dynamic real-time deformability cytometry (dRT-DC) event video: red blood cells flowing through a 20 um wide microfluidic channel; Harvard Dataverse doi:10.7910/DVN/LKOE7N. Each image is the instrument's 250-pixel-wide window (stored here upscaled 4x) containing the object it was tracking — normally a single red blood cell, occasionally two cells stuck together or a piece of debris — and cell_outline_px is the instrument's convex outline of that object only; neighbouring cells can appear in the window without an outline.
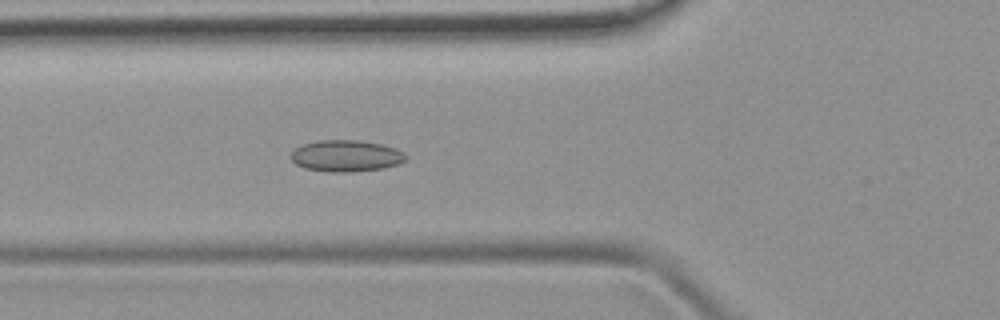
{"species": "common noctule bat (a hibernating species)", "species_latin": "Nyctalus noctula", "temperature_condition": "room temperature", "stored_images_in_passage": 36, "camera_frame_rate_fps": 3000, "um_per_image_px": 0.085, "animal": {"sex": "female", "body_mass_g": 19.9}, "frame": {"image": 1, "passage_image": 7, "time_ms": 2.0, "image_size_px": [1000, 320], "cell_outline_px": [[408, 156], [400, 164], [384, 168], [352, 172], [324, 172], [304, 168], [296, 164], [288, 156], [292, 148], [316, 140], [360, 140], [384, 144], [396, 148], [404, 152]], "centroid_in_image_um": [29.39, 13.25], "position_along_channel_um": 96.4, "area_um2": 21.68}}
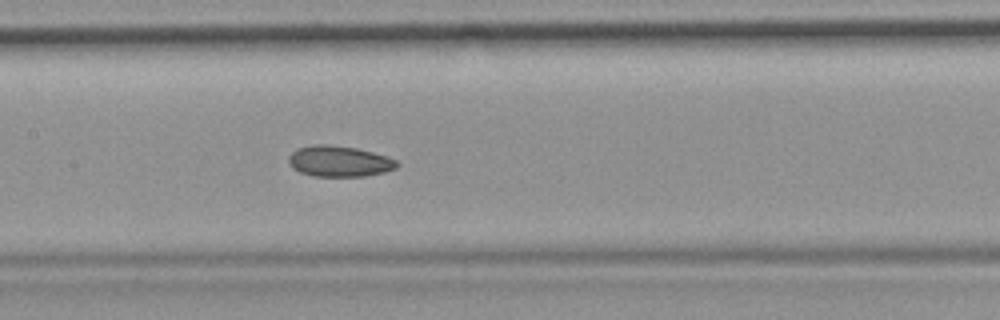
{"frame": {"image": 2, "passage_image": 13, "time_ms": 4.0, "image_size_px": [1000, 320], "cell_outline_px": [[400, 164], [396, 168], [384, 172], [364, 176], [312, 176], [300, 172], [292, 168], [288, 164], [288, 156], [296, 148], [312, 144], [328, 144], [356, 148], [388, 156], [396, 160]], "centroid_in_image_um": [28.8, 13.7], "position_along_channel_um": 178.6, "area_um2": 19.71}}
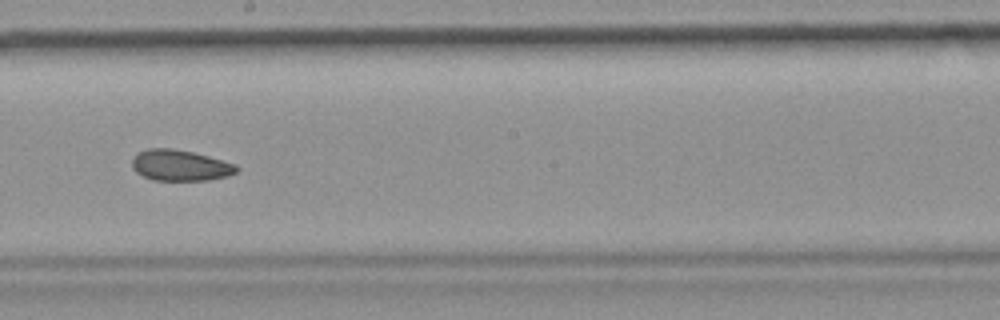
{"frame": {"image": 3, "passage_image": 17, "time_ms": 5.333, "image_size_px": [1000, 320], "cell_outline_px": [[240, 168], [236, 172], [228, 176], [208, 180], [152, 180], [136, 172], [132, 168], [132, 160], [140, 152], [148, 148], [172, 148], [192, 152], [208, 156], [236, 164]], "centroid_in_image_um": [15.33, 14.06], "position_along_channel_um": 232.9, "area_um2": 18.79}}